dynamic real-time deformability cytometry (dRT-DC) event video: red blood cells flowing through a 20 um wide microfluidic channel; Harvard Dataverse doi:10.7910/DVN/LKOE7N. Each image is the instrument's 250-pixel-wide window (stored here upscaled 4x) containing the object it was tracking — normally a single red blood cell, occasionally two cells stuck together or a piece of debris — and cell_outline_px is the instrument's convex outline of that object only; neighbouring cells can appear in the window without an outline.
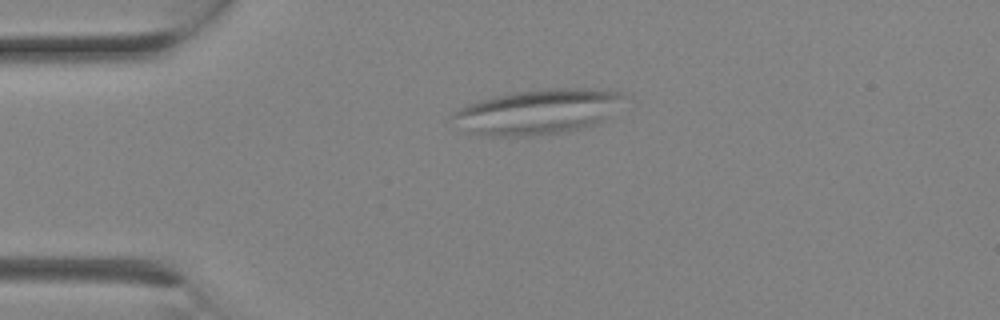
{"species": "Egyptian fruit bat (a non-hibernating species)", "species_latin": "Rousettus aegyptiacus", "temperature_condition": "room temperature", "stored_images_in_passage": 2, "camera_frame_rate_fps": 3000, "um_per_image_px": 0.085, "animal": {"sex": "female"}, "frame": {"image": 1, "passage_image": 2, "time_ms": 0.333, "image_size_px": [1000, 320], "cell_outline_px": [[624, 96], [604, 120], [568, 132], [532, 136], [480, 136], [464, 132], [452, 116], [460, 108], [468, 104], [480, 100], [496, 96], [516, 92], [548, 88], [592, 88], [620, 92]], "centroid_in_image_um": [45.66, 9.51], "position_along_channel_um": 39.3, "area_um2": 44.51}}